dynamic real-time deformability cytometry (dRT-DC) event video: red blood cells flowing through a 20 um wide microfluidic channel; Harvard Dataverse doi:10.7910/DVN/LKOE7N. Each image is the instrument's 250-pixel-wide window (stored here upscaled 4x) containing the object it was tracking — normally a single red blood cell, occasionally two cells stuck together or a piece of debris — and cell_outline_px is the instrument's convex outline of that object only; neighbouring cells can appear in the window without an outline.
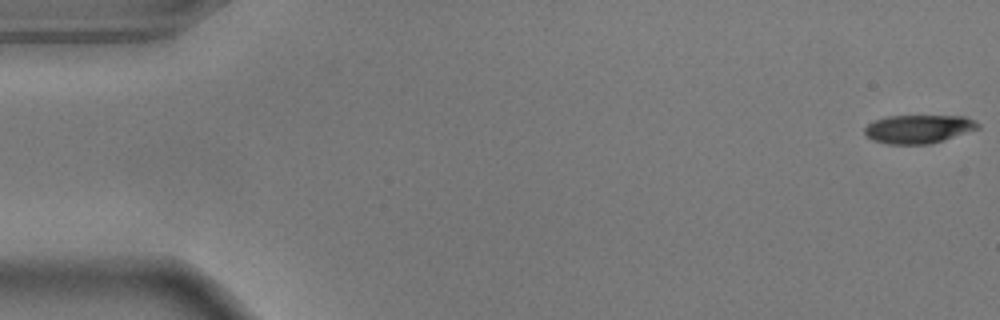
{"species": "common noctule bat (a hibernating species)", "species_latin": "Nyctalus noctula", "temperature_condition": "warm", "stored_images_in_passage": 55, "camera_frame_rate_fps": 3000, "um_per_image_px": 0.085, "animal": {"sex": "male", "body_mass_g": 17.9}, "frame": {"image": 1, "passage_image": 1, "time_ms": 0.0, "image_size_px": [1000, 320], "cell_outline_px": [[980, 128], [928, 144], [888, 144], [872, 140], [864, 132], [864, 128], [872, 120], [884, 116], [964, 116], [976, 120], [980, 124]], "centroid_in_image_um": [78.05, 10.95], "position_along_channel_um": 7.0, "area_um2": 18.79}}
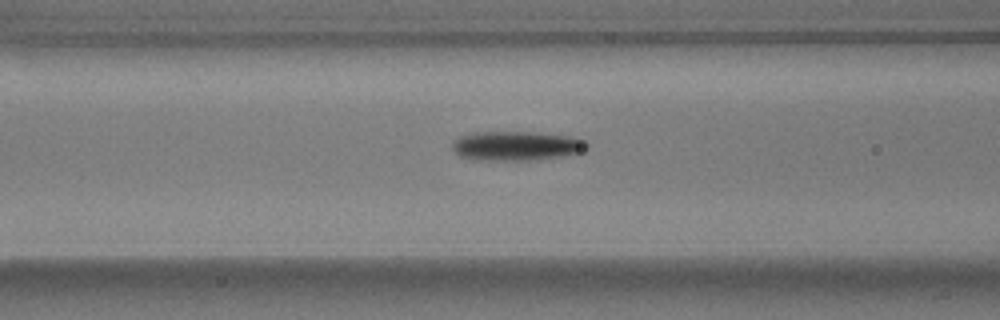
{"frame": {"image": 2, "passage_image": 22, "time_ms": 7.0, "image_size_px": [1000, 320], "cell_outline_px": [[588, 148], [584, 152], [560, 156], [528, 160], [476, 160], [460, 156], [452, 148], [452, 140], [460, 136], [472, 132], [536, 132], [572, 136], [584, 140], [588, 144]], "centroid_in_image_um": [43.89, 12.39], "position_along_channel_um": 122.7, "area_um2": 23.18}}
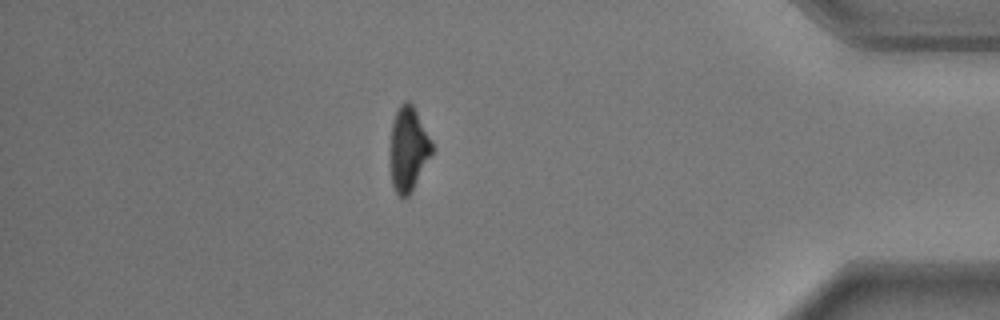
{"frame": {"image": 3, "passage_image": 48, "time_ms": 15.667, "image_size_px": [1000, 320], "cell_outline_px": [[436, 148], [432, 156], [408, 196], [404, 200], [396, 192], [392, 184], [392, 120], [400, 104], [404, 100], [408, 100], [412, 104], [432, 140]], "centroid_in_image_um": [34.77, 12.65], "position_along_channel_um": 400.4, "area_um2": 20.35}, "authors_computed_cell_mechanics": {"area_um2": 21.6172, "velocity_mm_per_s": 3.67, "shape_relaxation_time_tau1_ms": 2.9183, "shape_relaxation_time_tau2_ms": null, "deformation_change_tau1": 0.1594, "deformation_change_tau2": null}}